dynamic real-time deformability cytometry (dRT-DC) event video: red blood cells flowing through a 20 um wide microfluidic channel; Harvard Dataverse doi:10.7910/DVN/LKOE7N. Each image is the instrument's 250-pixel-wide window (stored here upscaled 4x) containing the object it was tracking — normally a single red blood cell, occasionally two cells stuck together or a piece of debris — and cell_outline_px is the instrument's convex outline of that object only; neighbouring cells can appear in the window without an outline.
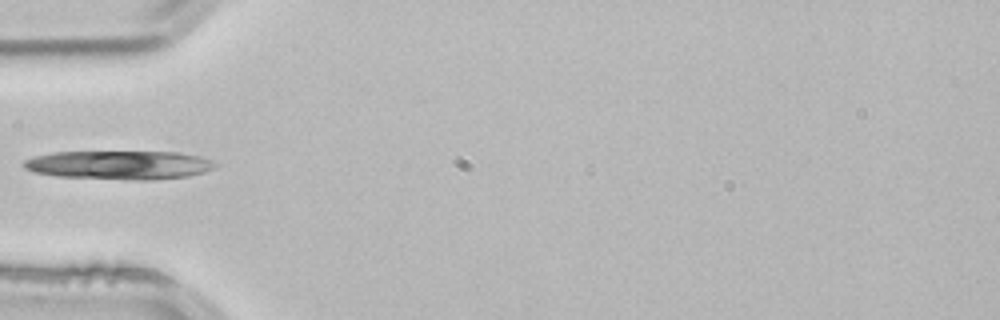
{"species": "common noctule bat (a hibernating species)", "species_latin": "Nyctalus noctula", "temperature_condition": "room temperature", "stored_images_in_passage": 4, "camera_frame_rate_fps": 3000, "um_per_image_px": 0.085, "animal": {"sex": "male", "body_mass_g": 21.5, "forearm_length_mm": 52.0}, "frame": {"image": 1, "passage_image": 4, "time_ms": 1.0, "image_size_px": [1000, 320], "cell_outline_px": [[220, 164], [216, 168], [204, 172], [188, 176], [152, 180], [136, 180], [56, 176], [32, 172], [24, 168], [24, 160], [36, 156], [56, 152], [176, 152], [200, 156], [212, 160]], "centroid_in_image_um": [10.2, 14.03], "position_along_channel_um": 74.8, "area_um2": 32.14}}